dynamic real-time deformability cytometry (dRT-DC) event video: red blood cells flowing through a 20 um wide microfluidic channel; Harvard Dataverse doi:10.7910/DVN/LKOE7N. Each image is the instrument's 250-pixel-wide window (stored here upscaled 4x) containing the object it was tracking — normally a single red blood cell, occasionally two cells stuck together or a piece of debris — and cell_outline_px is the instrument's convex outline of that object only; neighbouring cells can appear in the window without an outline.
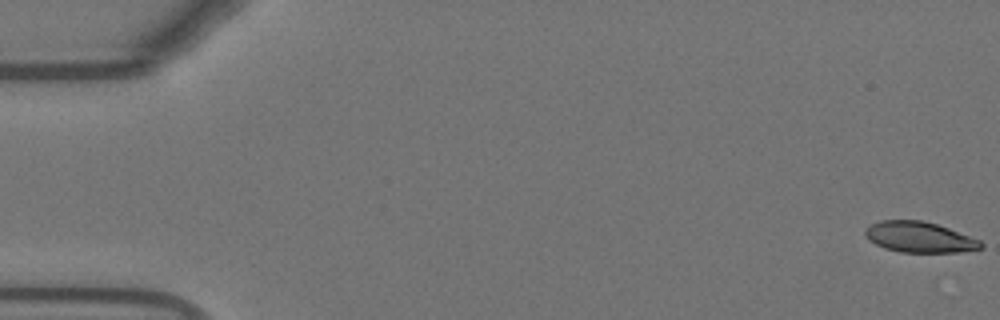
{"species": "Egyptian fruit bat (a non-hibernating species)", "species_latin": "Rousettus aegyptiacus", "temperature_condition": "warm", "stored_images_in_passage": 27, "camera_frame_rate_fps": 3000, "um_per_image_px": 0.085, "animal": {"sex": "female"}, "frame": {"image": 1, "passage_image": 1, "time_ms": 0.0, "image_size_px": [1000, 320], "cell_outline_px": [[984, 248], [960, 252], [900, 252], [884, 248], [868, 240], [864, 236], [864, 228], [880, 220], [920, 220], [936, 224], [948, 228], [980, 240], [984, 244]], "centroid_in_image_um": [78.13, 20.16], "position_along_channel_um": 6.9, "area_um2": 20.75}}
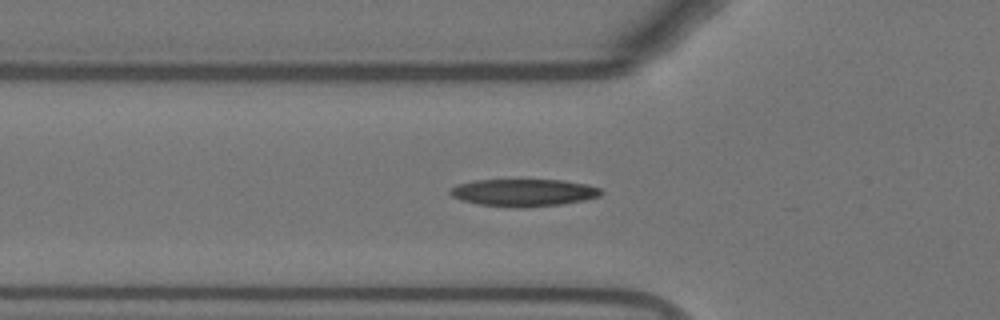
{"frame": {"image": 2, "passage_image": 19, "time_ms": 6.0, "image_size_px": [1000, 320], "cell_outline_px": [[604, 192], [600, 196], [584, 200], [560, 204], [524, 208], [516, 208], [480, 204], [460, 200], [452, 196], [448, 192], [456, 184], [472, 180], [564, 180], [588, 184], [600, 188]], "centroid_in_image_um": [44.51, 16.37], "position_along_channel_um": 81.3, "area_um2": 24.22}}
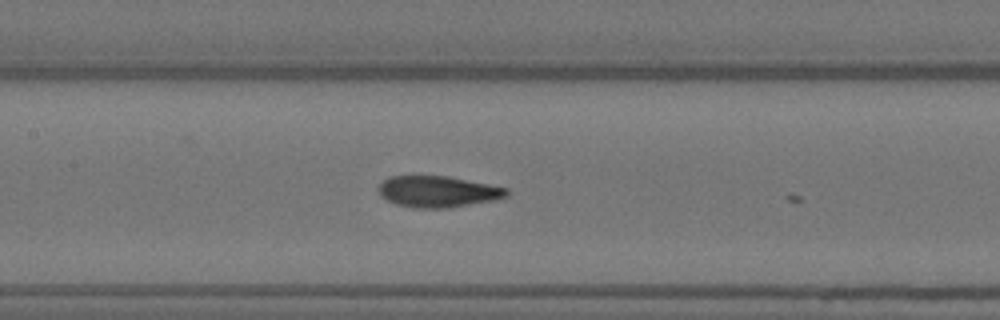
{"frame": {"image": 3, "passage_image": 26, "time_ms": 8.333, "image_size_px": [1000, 320], "cell_outline_px": [[508, 196], [496, 200], [448, 208], [416, 208], [396, 204], [380, 196], [380, 184], [388, 176], [448, 176], [508, 188]], "centroid_in_image_um": [37.24, 16.29], "position_along_channel_um": 170.2, "area_um2": 23.29}}